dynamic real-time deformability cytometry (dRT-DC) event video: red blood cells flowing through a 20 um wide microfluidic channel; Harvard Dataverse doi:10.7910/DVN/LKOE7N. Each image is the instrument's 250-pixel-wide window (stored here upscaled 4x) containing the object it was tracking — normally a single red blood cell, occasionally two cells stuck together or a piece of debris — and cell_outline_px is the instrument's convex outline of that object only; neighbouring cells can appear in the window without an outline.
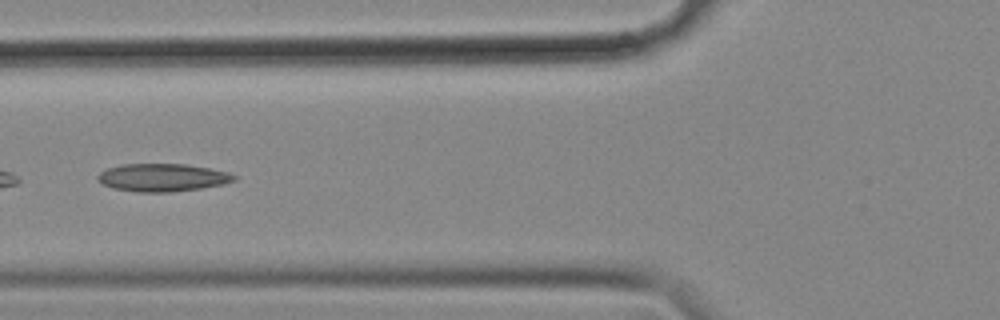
{"species": "common noctule bat (a hibernating species)", "species_latin": "Nyctalus noctula", "temperature_condition": "cold", "stored_images_in_passage": 9, "camera_frame_rate_fps": 3000, "um_per_image_px": 0.085, "animal": {"sex": "female", "body_mass_g": 18.4}, "frame": {"image": 1, "passage_image": 4, "time_ms": 1.0, "image_size_px": [1000, 320], "cell_outline_px": [[236, 180], [224, 184], [200, 188], [172, 192], [136, 192], [116, 188], [104, 184], [96, 180], [96, 176], [100, 172], [108, 168], [124, 164], [184, 164], [208, 168], [228, 172], [236, 176]], "centroid_in_image_um": [13.81, 15.09], "position_along_channel_um": 112.0, "area_um2": 21.96}}